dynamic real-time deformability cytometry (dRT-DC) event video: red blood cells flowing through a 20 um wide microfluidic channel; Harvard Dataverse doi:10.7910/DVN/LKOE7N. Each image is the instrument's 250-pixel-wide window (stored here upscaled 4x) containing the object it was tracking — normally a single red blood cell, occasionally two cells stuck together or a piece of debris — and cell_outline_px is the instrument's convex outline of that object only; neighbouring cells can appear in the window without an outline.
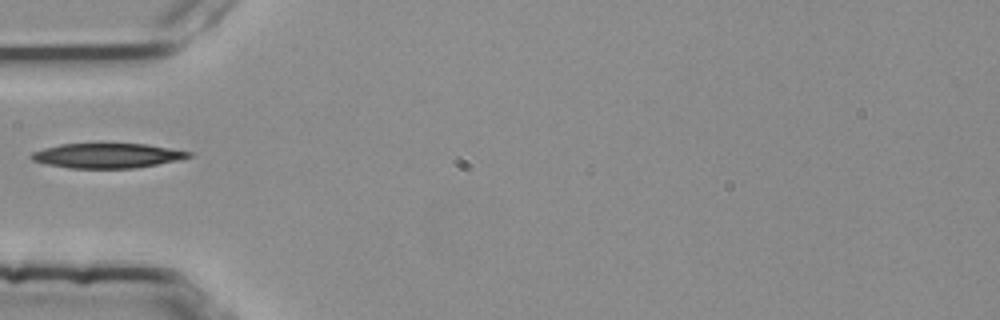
{"species": "common noctule bat (a hibernating species)", "species_latin": "Nyctalus noctula", "temperature_condition": "room temperature", "stored_images_in_passage": 4, "camera_frame_rate_fps": 3000, "um_per_image_px": 0.085, "animal": {"sex": "female", "body_mass_g": 25.1}, "frame": {"image": 1, "passage_image": 4, "time_ms": 1.0, "image_size_px": [1000, 320], "cell_outline_px": [[192, 156], [176, 160], [136, 168], [68, 168], [44, 164], [32, 160], [28, 156], [32, 152], [44, 148], [60, 144], [144, 144], [192, 152]], "centroid_in_image_um": [9.04, 13.23], "position_along_channel_um": 76.0, "area_um2": 22.54}}